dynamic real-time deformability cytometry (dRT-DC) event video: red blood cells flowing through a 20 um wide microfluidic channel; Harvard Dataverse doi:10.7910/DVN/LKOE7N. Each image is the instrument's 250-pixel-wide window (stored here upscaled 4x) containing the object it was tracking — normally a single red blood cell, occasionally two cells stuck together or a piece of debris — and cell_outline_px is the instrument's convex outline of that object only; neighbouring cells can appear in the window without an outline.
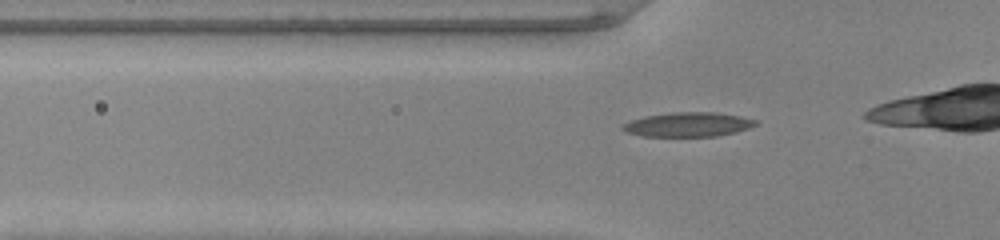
{"species": "common noctule bat (a hibernating species)", "species_latin": "Nyctalus noctula", "temperature_condition": "warm", "stored_images_in_passage": 16, "camera_frame_rate_fps": 3000, "um_per_image_px": 0.085, "animal": {"sex": "male", "body_mass_g": 20.0, "forearm_length_mm": 53.3}, "frame": {"image": 1, "passage_image": 10, "time_ms": 3.0, "image_size_px": [1000, 240], "cell_outline_px": [[760, 124], [736, 132], [716, 136], [640, 136], [624, 132], [620, 128], [620, 124], [644, 116], [672, 112], [716, 112], [740, 116], [756, 120]], "centroid_in_image_um": [58.45, 10.58], "position_along_channel_um": 67.4, "area_um2": 19.07}}
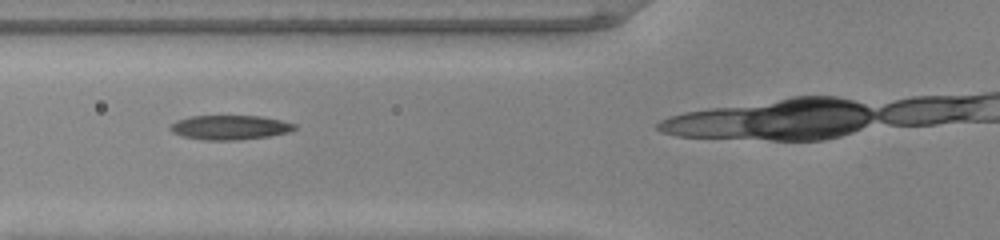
{"frame": {"image": 2, "passage_image": 13, "time_ms": 4.0, "image_size_px": [1000, 240], "cell_outline_px": [[296, 128], [288, 132], [268, 136], [240, 140], [204, 140], [180, 136], [172, 132], [168, 128], [176, 120], [188, 116], [260, 116], [280, 120], [296, 124]], "centroid_in_image_um": [19.49, 10.83], "position_along_channel_um": 106.3, "area_um2": 17.74}}